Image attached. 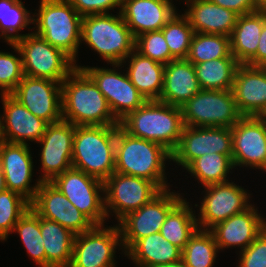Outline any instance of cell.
I'll use <instances>...</instances> for the list:
<instances>
[{
	"instance_id": "cell-50",
	"label": "cell",
	"mask_w": 266,
	"mask_h": 267,
	"mask_svg": "<svg viewBox=\"0 0 266 267\" xmlns=\"http://www.w3.org/2000/svg\"><path fill=\"white\" fill-rule=\"evenodd\" d=\"M266 120V112L262 116Z\"/></svg>"
},
{
	"instance_id": "cell-49",
	"label": "cell",
	"mask_w": 266,
	"mask_h": 267,
	"mask_svg": "<svg viewBox=\"0 0 266 267\" xmlns=\"http://www.w3.org/2000/svg\"><path fill=\"white\" fill-rule=\"evenodd\" d=\"M4 142L2 135V127H1V118H0V145Z\"/></svg>"
},
{
	"instance_id": "cell-24",
	"label": "cell",
	"mask_w": 266,
	"mask_h": 267,
	"mask_svg": "<svg viewBox=\"0 0 266 267\" xmlns=\"http://www.w3.org/2000/svg\"><path fill=\"white\" fill-rule=\"evenodd\" d=\"M265 219L258 214L257 208L251 205L241 213L216 224L210 229L219 250L229 247L246 249L264 230Z\"/></svg>"
},
{
	"instance_id": "cell-37",
	"label": "cell",
	"mask_w": 266,
	"mask_h": 267,
	"mask_svg": "<svg viewBox=\"0 0 266 267\" xmlns=\"http://www.w3.org/2000/svg\"><path fill=\"white\" fill-rule=\"evenodd\" d=\"M18 233L31 259L40 267H46V255L40 230V216L30 207L14 225L12 233Z\"/></svg>"
},
{
	"instance_id": "cell-48",
	"label": "cell",
	"mask_w": 266,
	"mask_h": 267,
	"mask_svg": "<svg viewBox=\"0 0 266 267\" xmlns=\"http://www.w3.org/2000/svg\"><path fill=\"white\" fill-rule=\"evenodd\" d=\"M257 10L266 11V0H254Z\"/></svg>"
},
{
	"instance_id": "cell-26",
	"label": "cell",
	"mask_w": 266,
	"mask_h": 267,
	"mask_svg": "<svg viewBox=\"0 0 266 267\" xmlns=\"http://www.w3.org/2000/svg\"><path fill=\"white\" fill-rule=\"evenodd\" d=\"M200 90L194 65L187 59L172 60L165 65L163 89L158 101L182 107Z\"/></svg>"
},
{
	"instance_id": "cell-17",
	"label": "cell",
	"mask_w": 266,
	"mask_h": 267,
	"mask_svg": "<svg viewBox=\"0 0 266 267\" xmlns=\"http://www.w3.org/2000/svg\"><path fill=\"white\" fill-rule=\"evenodd\" d=\"M75 125L61 120L47 125L45 133L38 141L41 145V171L39 180L51 181L72 167Z\"/></svg>"
},
{
	"instance_id": "cell-27",
	"label": "cell",
	"mask_w": 266,
	"mask_h": 267,
	"mask_svg": "<svg viewBox=\"0 0 266 267\" xmlns=\"http://www.w3.org/2000/svg\"><path fill=\"white\" fill-rule=\"evenodd\" d=\"M126 60L129 64L126 73L136 89L146 100H159L163 89L165 65L151 60L136 49L122 62V65Z\"/></svg>"
},
{
	"instance_id": "cell-4",
	"label": "cell",
	"mask_w": 266,
	"mask_h": 267,
	"mask_svg": "<svg viewBox=\"0 0 266 267\" xmlns=\"http://www.w3.org/2000/svg\"><path fill=\"white\" fill-rule=\"evenodd\" d=\"M75 126L72 167L104 182L115 172L117 127Z\"/></svg>"
},
{
	"instance_id": "cell-38",
	"label": "cell",
	"mask_w": 266,
	"mask_h": 267,
	"mask_svg": "<svg viewBox=\"0 0 266 267\" xmlns=\"http://www.w3.org/2000/svg\"><path fill=\"white\" fill-rule=\"evenodd\" d=\"M161 30L171 53V61L186 59L194 35L188 19L176 13Z\"/></svg>"
},
{
	"instance_id": "cell-25",
	"label": "cell",
	"mask_w": 266,
	"mask_h": 267,
	"mask_svg": "<svg viewBox=\"0 0 266 267\" xmlns=\"http://www.w3.org/2000/svg\"><path fill=\"white\" fill-rule=\"evenodd\" d=\"M188 9L183 14L194 32L216 35L232 34L239 15L210 0H185Z\"/></svg>"
},
{
	"instance_id": "cell-18",
	"label": "cell",
	"mask_w": 266,
	"mask_h": 267,
	"mask_svg": "<svg viewBox=\"0 0 266 267\" xmlns=\"http://www.w3.org/2000/svg\"><path fill=\"white\" fill-rule=\"evenodd\" d=\"M11 95L48 124L62 120L61 83L24 75Z\"/></svg>"
},
{
	"instance_id": "cell-19",
	"label": "cell",
	"mask_w": 266,
	"mask_h": 267,
	"mask_svg": "<svg viewBox=\"0 0 266 267\" xmlns=\"http://www.w3.org/2000/svg\"><path fill=\"white\" fill-rule=\"evenodd\" d=\"M30 207L42 218L56 221L75 235L89 231L94 224L50 181H42Z\"/></svg>"
},
{
	"instance_id": "cell-44",
	"label": "cell",
	"mask_w": 266,
	"mask_h": 267,
	"mask_svg": "<svg viewBox=\"0 0 266 267\" xmlns=\"http://www.w3.org/2000/svg\"><path fill=\"white\" fill-rule=\"evenodd\" d=\"M214 4L230 9L238 15H246L258 11L254 0H210Z\"/></svg>"
},
{
	"instance_id": "cell-40",
	"label": "cell",
	"mask_w": 266,
	"mask_h": 267,
	"mask_svg": "<svg viewBox=\"0 0 266 267\" xmlns=\"http://www.w3.org/2000/svg\"><path fill=\"white\" fill-rule=\"evenodd\" d=\"M18 53L0 51V90L2 94H11L24 77L22 57L19 48L14 43H7Z\"/></svg>"
},
{
	"instance_id": "cell-39",
	"label": "cell",
	"mask_w": 266,
	"mask_h": 267,
	"mask_svg": "<svg viewBox=\"0 0 266 267\" xmlns=\"http://www.w3.org/2000/svg\"><path fill=\"white\" fill-rule=\"evenodd\" d=\"M30 208V202L11 190L0 193V240L6 241L14 225Z\"/></svg>"
},
{
	"instance_id": "cell-20",
	"label": "cell",
	"mask_w": 266,
	"mask_h": 267,
	"mask_svg": "<svg viewBox=\"0 0 266 267\" xmlns=\"http://www.w3.org/2000/svg\"><path fill=\"white\" fill-rule=\"evenodd\" d=\"M29 144L3 142L0 145V167L7 190L20 194L30 203L34 200L41 181L30 186L33 175V157Z\"/></svg>"
},
{
	"instance_id": "cell-33",
	"label": "cell",
	"mask_w": 266,
	"mask_h": 267,
	"mask_svg": "<svg viewBox=\"0 0 266 267\" xmlns=\"http://www.w3.org/2000/svg\"><path fill=\"white\" fill-rule=\"evenodd\" d=\"M233 168L232 157L214 152L195 159L186 170L205 187L229 181L227 175Z\"/></svg>"
},
{
	"instance_id": "cell-29",
	"label": "cell",
	"mask_w": 266,
	"mask_h": 267,
	"mask_svg": "<svg viewBox=\"0 0 266 267\" xmlns=\"http://www.w3.org/2000/svg\"><path fill=\"white\" fill-rule=\"evenodd\" d=\"M265 23L266 11L239 15L230 35V45L231 54L240 64H246L256 54Z\"/></svg>"
},
{
	"instance_id": "cell-10",
	"label": "cell",
	"mask_w": 266,
	"mask_h": 267,
	"mask_svg": "<svg viewBox=\"0 0 266 267\" xmlns=\"http://www.w3.org/2000/svg\"><path fill=\"white\" fill-rule=\"evenodd\" d=\"M183 199L180 193L162 190L140 209L126 214L118 222L124 253L139 239L160 232L169 212Z\"/></svg>"
},
{
	"instance_id": "cell-15",
	"label": "cell",
	"mask_w": 266,
	"mask_h": 267,
	"mask_svg": "<svg viewBox=\"0 0 266 267\" xmlns=\"http://www.w3.org/2000/svg\"><path fill=\"white\" fill-rule=\"evenodd\" d=\"M214 152L232 157L231 128L184 126L171 161L186 169L195 159Z\"/></svg>"
},
{
	"instance_id": "cell-21",
	"label": "cell",
	"mask_w": 266,
	"mask_h": 267,
	"mask_svg": "<svg viewBox=\"0 0 266 267\" xmlns=\"http://www.w3.org/2000/svg\"><path fill=\"white\" fill-rule=\"evenodd\" d=\"M1 97L4 109L3 115H0L3 140L19 144H28V141L37 143L48 123L31 113L11 94H2Z\"/></svg>"
},
{
	"instance_id": "cell-34",
	"label": "cell",
	"mask_w": 266,
	"mask_h": 267,
	"mask_svg": "<svg viewBox=\"0 0 266 267\" xmlns=\"http://www.w3.org/2000/svg\"><path fill=\"white\" fill-rule=\"evenodd\" d=\"M218 58H234L231 54L230 37L194 32L186 59L195 65Z\"/></svg>"
},
{
	"instance_id": "cell-6",
	"label": "cell",
	"mask_w": 266,
	"mask_h": 267,
	"mask_svg": "<svg viewBox=\"0 0 266 267\" xmlns=\"http://www.w3.org/2000/svg\"><path fill=\"white\" fill-rule=\"evenodd\" d=\"M117 14H96L82 18L81 42H85L108 64H122L135 50L136 38L120 11Z\"/></svg>"
},
{
	"instance_id": "cell-9",
	"label": "cell",
	"mask_w": 266,
	"mask_h": 267,
	"mask_svg": "<svg viewBox=\"0 0 266 267\" xmlns=\"http://www.w3.org/2000/svg\"><path fill=\"white\" fill-rule=\"evenodd\" d=\"M50 182L94 225H104L107 218L104 182L74 167L55 176Z\"/></svg>"
},
{
	"instance_id": "cell-12",
	"label": "cell",
	"mask_w": 266,
	"mask_h": 267,
	"mask_svg": "<svg viewBox=\"0 0 266 267\" xmlns=\"http://www.w3.org/2000/svg\"><path fill=\"white\" fill-rule=\"evenodd\" d=\"M113 68L76 65L83 69L105 96L114 117L120 122L130 112L135 111L147 100L130 81L127 73L116 70L122 64H112ZM115 68V69H114Z\"/></svg>"
},
{
	"instance_id": "cell-3",
	"label": "cell",
	"mask_w": 266,
	"mask_h": 267,
	"mask_svg": "<svg viewBox=\"0 0 266 267\" xmlns=\"http://www.w3.org/2000/svg\"><path fill=\"white\" fill-rule=\"evenodd\" d=\"M120 126L128 134L159 143L172 153L180 141L184 123L180 107L147 100L122 119Z\"/></svg>"
},
{
	"instance_id": "cell-36",
	"label": "cell",
	"mask_w": 266,
	"mask_h": 267,
	"mask_svg": "<svg viewBox=\"0 0 266 267\" xmlns=\"http://www.w3.org/2000/svg\"><path fill=\"white\" fill-rule=\"evenodd\" d=\"M219 248L210 230L197 229L182 250L186 267H213Z\"/></svg>"
},
{
	"instance_id": "cell-23",
	"label": "cell",
	"mask_w": 266,
	"mask_h": 267,
	"mask_svg": "<svg viewBox=\"0 0 266 267\" xmlns=\"http://www.w3.org/2000/svg\"><path fill=\"white\" fill-rule=\"evenodd\" d=\"M120 13L136 38L161 30L177 10L172 0H122Z\"/></svg>"
},
{
	"instance_id": "cell-45",
	"label": "cell",
	"mask_w": 266,
	"mask_h": 267,
	"mask_svg": "<svg viewBox=\"0 0 266 267\" xmlns=\"http://www.w3.org/2000/svg\"><path fill=\"white\" fill-rule=\"evenodd\" d=\"M254 67H266V23L260 35V42L256 54L246 63Z\"/></svg>"
},
{
	"instance_id": "cell-30",
	"label": "cell",
	"mask_w": 266,
	"mask_h": 267,
	"mask_svg": "<svg viewBox=\"0 0 266 267\" xmlns=\"http://www.w3.org/2000/svg\"><path fill=\"white\" fill-rule=\"evenodd\" d=\"M46 267H70L75 234L56 221L40 217Z\"/></svg>"
},
{
	"instance_id": "cell-5",
	"label": "cell",
	"mask_w": 266,
	"mask_h": 267,
	"mask_svg": "<svg viewBox=\"0 0 266 267\" xmlns=\"http://www.w3.org/2000/svg\"><path fill=\"white\" fill-rule=\"evenodd\" d=\"M37 11L33 14L34 33L62 50L76 66L83 17L68 0H41Z\"/></svg>"
},
{
	"instance_id": "cell-7",
	"label": "cell",
	"mask_w": 266,
	"mask_h": 267,
	"mask_svg": "<svg viewBox=\"0 0 266 267\" xmlns=\"http://www.w3.org/2000/svg\"><path fill=\"white\" fill-rule=\"evenodd\" d=\"M180 108L190 127L231 128L242 117L232 90H200Z\"/></svg>"
},
{
	"instance_id": "cell-47",
	"label": "cell",
	"mask_w": 266,
	"mask_h": 267,
	"mask_svg": "<svg viewBox=\"0 0 266 267\" xmlns=\"http://www.w3.org/2000/svg\"><path fill=\"white\" fill-rule=\"evenodd\" d=\"M154 267H186V264L182 260H180V261L175 262V263L157 265V266H154Z\"/></svg>"
},
{
	"instance_id": "cell-8",
	"label": "cell",
	"mask_w": 266,
	"mask_h": 267,
	"mask_svg": "<svg viewBox=\"0 0 266 267\" xmlns=\"http://www.w3.org/2000/svg\"><path fill=\"white\" fill-rule=\"evenodd\" d=\"M14 44L20 50L26 76L62 83L76 68L74 61L67 54L34 32L16 40Z\"/></svg>"
},
{
	"instance_id": "cell-14",
	"label": "cell",
	"mask_w": 266,
	"mask_h": 267,
	"mask_svg": "<svg viewBox=\"0 0 266 267\" xmlns=\"http://www.w3.org/2000/svg\"><path fill=\"white\" fill-rule=\"evenodd\" d=\"M205 196L202 199L197 218L199 229L210 230L216 224L231 216L241 213L252 204L250 194L234 182H224L205 186ZM249 202V203H248Z\"/></svg>"
},
{
	"instance_id": "cell-11",
	"label": "cell",
	"mask_w": 266,
	"mask_h": 267,
	"mask_svg": "<svg viewBox=\"0 0 266 267\" xmlns=\"http://www.w3.org/2000/svg\"><path fill=\"white\" fill-rule=\"evenodd\" d=\"M161 191L148 179L114 172L104 181L106 215L109 218L113 212L119 221L129 212L150 202Z\"/></svg>"
},
{
	"instance_id": "cell-42",
	"label": "cell",
	"mask_w": 266,
	"mask_h": 267,
	"mask_svg": "<svg viewBox=\"0 0 266 267\" xmlns=\"http://www.w3.org/2000/svg\"><path fill=\"white\" fill-rule=\"evenodd\" d=\"M239 253L238 267H266V229Z\"/></svg>"
},
{
	"instance_id": "cell-43",
	"label": "cell",
	"mask_w": 266,
	"mask_h": 267,
	"mask_svg": "<svg viewBox=\"0 0 266 267\" xmlns=\"http://www.w3.org/2000/svg\"><path fill=\"white\" fill-rule=\"evenodd\" d=\"M82 16L109 14V10L118 7L121 10L122 0H68Z\"/></svg>"
},
{
	"instance_id": "cell-13",
	"label": "cell",
	"mask_w": 266,
	"mask_h": 267,
	"mask_svg": "<svg viewBox=\"0 0 266 267\" xmlns=\"http://www.w3.org/2000/svg\"><path fill=\"white\" fill-rule=\"evenodd\" d=\"M94 225L74 239L70 267H116L117 246L122 247L118 225Z\"/></svg>"
},
{
	"instance_id": "cell-16",
	"label": "cell",
	"mask_w": 266,
	"mask_h": 267,
	"mask_svg": "<svg viewBox=\"0 0 266 267\" xmlns=\"http://www.w3.org/2000/svg\"><path fill=\"white\" fill-rule=\"evenodd\" d=\"M231 130L234 167L249 166L266 172V120L242 116Z\"/></svg>"
},
{
	"instance_id": "cell-46",
	"label": "cell",
	"mask_w": 266,
	"mask_h": 267,
	"mask_svg": "<svg viewBox=\"0 0 266 267\" xmlns=\"http://www.w3.org/2000/svg\"><path fill=\"white\" fill-rule=\"evenodd\" d=\"M7 190L5 176L2 168L0 167V193Z\"/></svg>"
},
{
	"instance_id": "cell-35",
	"label": "cell",
	"mask_w": 266,
	"mask_h": 267,
	"mask_svg": "<svg viewBox=\"0 0 266 267\" xmlns=\"http://www.w3.org/2000/svg\"><path fill=\"white\" fill-rule=\"evenodd\" d=\"M33 17L21 0H0V38L14 43L25 37L28 34H19V31L33 24Z\"/></svg>"
},
{
	"instance_id": "cell-32",
	"label": "cell",
	"mask_w": 266,
	"mask_h": 267,
	"mask_svg": "<svg viewBox=\"0 0 266 267\" xmlns=\"http://www.w3.org/2000/svg\"><path fill=\"white\" fill-rule=\"evenodd\" d=\"M240 63L235 58H218L194 65L201 90H232Z\"/></svg>"
},
{
	"instance_id": "cell-2",
	"label": "cell",
	"mask_w": 266,
	"mask_h": 267,
	"mask_svg": "<svg viewBox=\"0 0 266 267\" xmlns=\"http://www.w3.org/2000/svg\"><path fill=\"white\" fill-rule=\"evenodd\" d=\"M172 153L159 143L128 134L120 125L115 142V172L148 179L161 190L169 188L166 161Z\"/></svg>"
},
{
	"instance_id": "cell-41",
	"label": "cell",
	"mask_w": 266,
	"mask_h": 267,
	"mask_svg": "<svg viewBox=\"0 0 266 267\" xmlns=\"http://www.w3.org/2000/svg\"><path fill=\"white\" fill-rule=\"evenodd\" d=\"M135 49L151 60L164 65L171 61V53L162 30L145 32L136 37Z\"/></svg>"
},
{
	"instance_id": "cell-31",
	"label": "cell",
	"mask_w": 266,
	"mask_h": 267,
	"mask_svg": "<svg viewBox=\"0 0 266 267\" xmlns=\"http://www.w3.org/2000/svg\"><path fill=\"white\" fill-rule=\"evenodd\" d=\"M191 204L182 199L167 215L160 233L170 243L183 250L191 236L197 231V216ZM194 212V213H193Z\"/></svg>"
},
{
	"instance_id": "cell-1",
	"label": "cell",
	"mask_w": 266,
	"mask_h": 267,
	"mask_svg": "<svg viewBox=\"0 0 266 267\" xmlns=\"http://www.w3.org/2000/svg\"><path fill=\"white\" fill-rule=\"evenodd\" d=\"M62 119L75 126L120 125L92 78L75 68L61 83Z\"/></svg>"
},
{
	"instance_id": "cell-22",
	"label": "cell",
	"mask_w": 266,
	"mask_h": 267,
	"mask_svg": "<svg viewBox=\"0 0 266 267\" xmlns=\"http://www.w3.org/2000/svg\"><path fill=\"white\" fill-rule=\"evenodd\" d=\"M232 91L242 116L262 117L266 112V67L240 64Z\"/></svg>"
},
{
	"instance_id": "cell-28",
	"label": "cell",
	"mask_w": 266,
	"mask_h": 267,
	"mask_svg": "<svg viewBox=\"0 0 266 267\" xmlns=\"http://www.w3.org/2000/svg\"><path fill=\"white\" fill-rule=\"evenodd\" d=\"M124 254L136 267H154L180 261L182 250L157 232L137 240Z\"/></svg>"
}]
</instances>
